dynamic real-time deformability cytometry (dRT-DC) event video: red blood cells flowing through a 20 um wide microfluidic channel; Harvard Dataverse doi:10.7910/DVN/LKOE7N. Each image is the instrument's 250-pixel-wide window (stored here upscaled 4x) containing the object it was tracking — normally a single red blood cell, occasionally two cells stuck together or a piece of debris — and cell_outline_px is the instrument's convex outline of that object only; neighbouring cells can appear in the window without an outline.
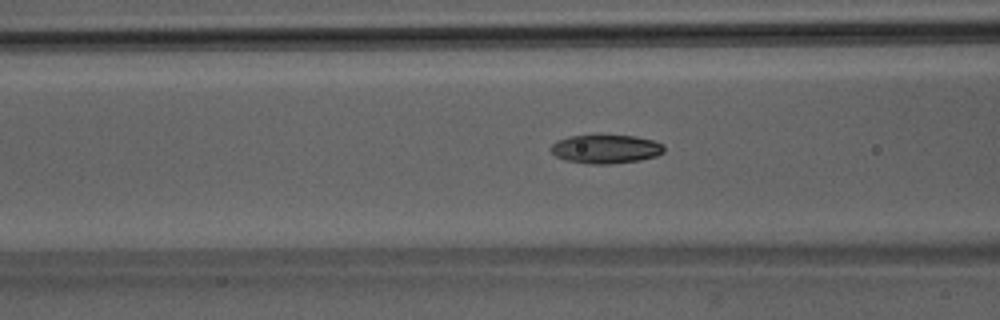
{"species": "Egyptian fruit bat (a non-hibernating species)", "species_latin": "Rousettus aegyptiacus", "temperature_condition": "room temperature", "stored_images_in_passage": 6, "camera_frame_rate_fps": 3000, "um_per_image_px": 0.085, "animal": {"sex": "male"}, "frame": {"image": 1, "passage_image": 6, "time_ms": 6.0, "image_size_px": [1000, 320], "cell_outline_px": [[664, 152], [656, 156], [640, 160], [612, 164], [588, 164], [564, 160], [556, 156], [548, 148], [556, 140], [568, 136], [600, 132], [636, 136], [652, 140], [664, 144]], "centroid_in_image_um": [51.45, 12.62], "position_along_channel_um": 115.1, "area_um2": 20.0}}